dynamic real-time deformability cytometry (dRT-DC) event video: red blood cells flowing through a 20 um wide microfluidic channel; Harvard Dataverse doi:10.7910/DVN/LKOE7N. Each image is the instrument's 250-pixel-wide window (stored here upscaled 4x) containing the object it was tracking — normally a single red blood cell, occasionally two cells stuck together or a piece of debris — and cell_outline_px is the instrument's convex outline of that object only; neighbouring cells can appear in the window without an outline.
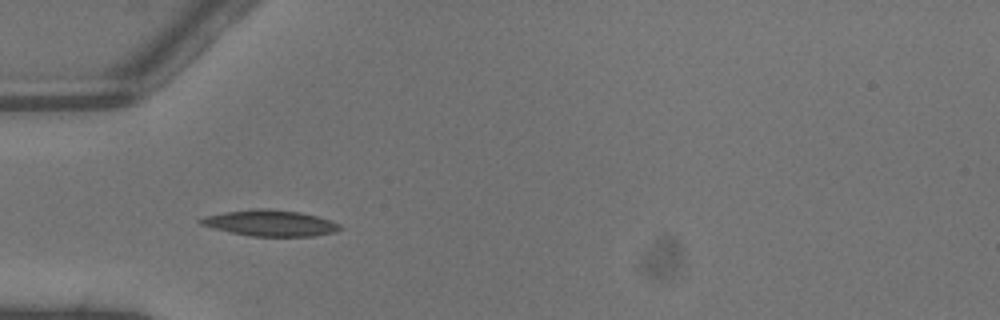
{"species": "common noctule bat (a hibernating species)", "species_latin": "Nyctalus noctula", "temperature_condition": "warm", "stored_images_in_passage": 5, "camera_frame_rate_fps": 3000, "um_per_image_px": 0.085, "animal": {"sex": "male", "body_mass_g": 13.3}, "frame": {"image": 1, "passage_image": 4, "time_ms": 1.0, "image_size_px": [1000, 320], "cell_outline_px": [[344, 228], [336, 232], [312, 236], [248, 236], [200, 224], [196, 220], [204, 216], [224, 212], [256, 208], [268, 208], [300, 212], [316, 216], [340, 224]], "centroid_in_image_um": [22.98, 18.95], "position_along_channel_um": 62.0, "area_um2": 21.1}}
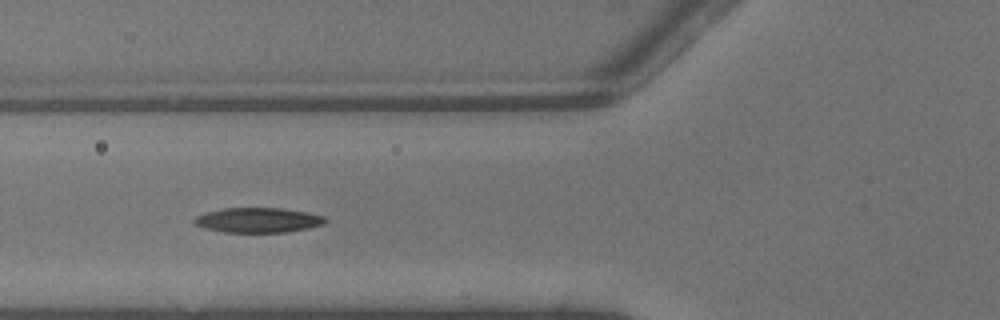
{"frame": {"image": 2, "passage_image": 5, "time_ms": 1.333, "image_size_px": [1000, 320], "cell_outline_px": [[328, 220], [324, 224], [308, 228], [284, 232], [224, 232], [204, 228], [192, 224], [192, 220], [196, 216], [204, 212], [224, 208], [284, 208], [308, 212], [324, 216]], "centroid_in_image_um": [21.91, 18.7], "position_along_channel_um": 103.9, "area_um2": 19.19}}